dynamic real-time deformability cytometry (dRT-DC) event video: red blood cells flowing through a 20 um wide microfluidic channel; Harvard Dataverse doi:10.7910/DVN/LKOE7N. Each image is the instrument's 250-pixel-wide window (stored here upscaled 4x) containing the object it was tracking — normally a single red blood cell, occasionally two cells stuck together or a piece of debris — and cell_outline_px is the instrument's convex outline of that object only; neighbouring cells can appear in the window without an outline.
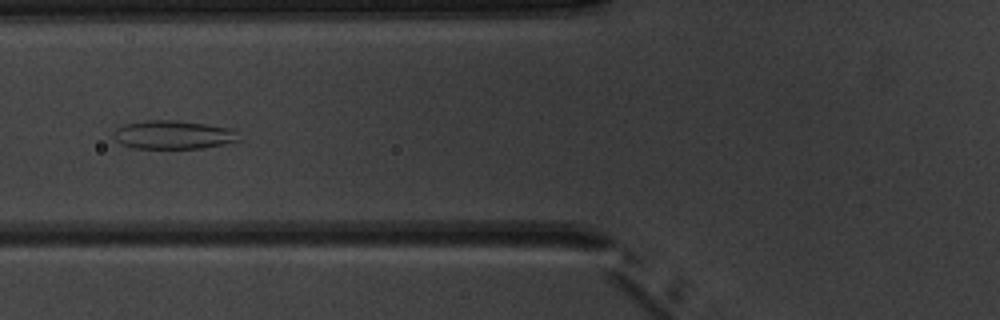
{"species": "common noctule bat (a hibernating species)", "species_latin": "Nyctalus noctula", "temperature_condition": "warm", "stored_images_in_passage": 5, "camera_frame_rate_fps": 3000, "um_per_image_px": 0.085, "animal": {"sex": "male", "body_mass_g": 20.1, "forearm_length_mm": 53.5}, "frame": {"image": 1, "passage_image": 5, "time_ms": 4.667, "image_size_px": [1000, 320], "cell_outline_px": [[244, 140], [224, 144], [200, 148], [132, 148], [120, 144], [112, 136], [116, 128], [124, 124], [148, 120], [176, 120], [232, 128]], "centroid_in_image_um": [14.74, 11.46], "position_along_channel_um": 111.1, "area_um2": 20.98}}